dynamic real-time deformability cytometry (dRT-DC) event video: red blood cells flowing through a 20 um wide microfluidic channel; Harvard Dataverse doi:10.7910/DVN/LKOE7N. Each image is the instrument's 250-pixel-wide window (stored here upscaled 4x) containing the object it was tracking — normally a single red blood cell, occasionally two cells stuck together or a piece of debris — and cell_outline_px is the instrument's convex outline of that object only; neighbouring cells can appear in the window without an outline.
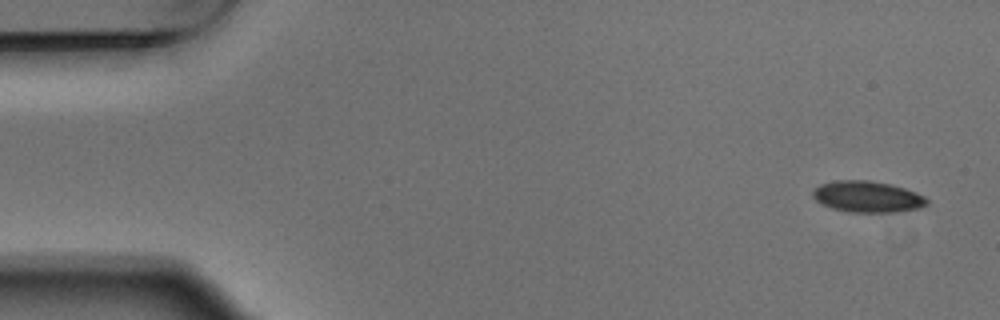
{"species": "Egyptian fruit bat (a non-hibernating species)", "species_latin": "Rousettus aegyptiacus", "temperature_condition": "warm", "stored_images_in_passage": 6, "camera_frame_rate_fps": 3000, "um_per_image_px": 0.085, "animal": {"sex": "male"}, "frame": {"image": 1, "passage_image": 1, "time_ms": 0.0, "image_size_px": [1000, 320], "cell_outline_px": [[928, 204], [920, 208], [896, 212], [852, 212], [832, 208], [820, 204], [812, 196], [812, 192], [820, 184], [836, 180], [868, 180], [892, 184], [916, 192], [924, 196], [928, 200]], "centroid_in_image_um": [73.74, 16.72], "position_along_channel_um": 11.3, "area_um2": 20.87}}
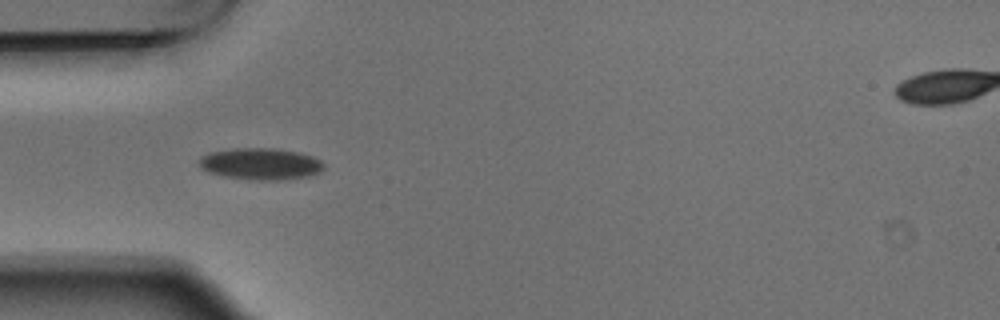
{"frame": {"image": 2, "passage_image": 5, "time_ms": 1.333, "image_size_px": [1000, 320], "cell_outline_px": [[324, 168], [320, 172], [308, 176], [276, 180], [256, 180], [220, 176], [208, 172], [200, 168], [200, 156], [208, 152], [236, 148], [272, 148], [300, 152], [312, 156], [320, 160], [324, 164]], "centroid_in_image_um": [22.13, 13.92], "position_along_channel_um": 62.9, "area_um2": 23.12}}
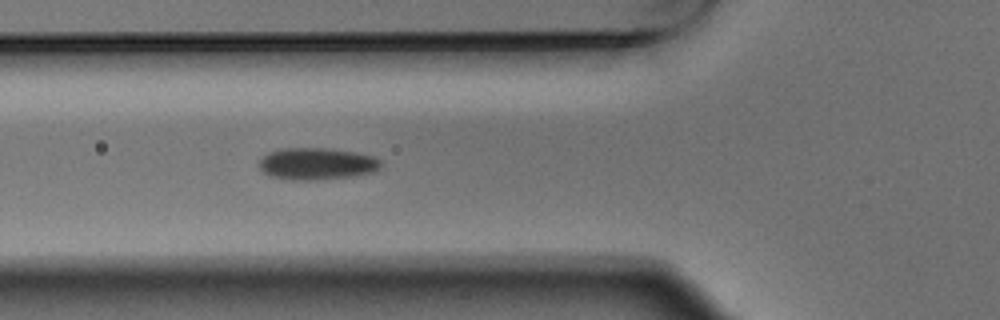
{"frame": {"image": 3, "passage_image": 6, "time_ms": 1.667, "image_size_px": [1000, 320], "cell_outline_px": [[380, 168], [376, 172], [352, 176], [308, 180], [292, 180], [272, 176], [264, 172], [256, 164], [268, 152], [280, 148], [328, 148], [356, 152], [372, 156], [380, 160]], "centroid_in_image_um": [26.92, 13.91], "position_along_channel_um": 98.9, "area_um2": 22.66}}